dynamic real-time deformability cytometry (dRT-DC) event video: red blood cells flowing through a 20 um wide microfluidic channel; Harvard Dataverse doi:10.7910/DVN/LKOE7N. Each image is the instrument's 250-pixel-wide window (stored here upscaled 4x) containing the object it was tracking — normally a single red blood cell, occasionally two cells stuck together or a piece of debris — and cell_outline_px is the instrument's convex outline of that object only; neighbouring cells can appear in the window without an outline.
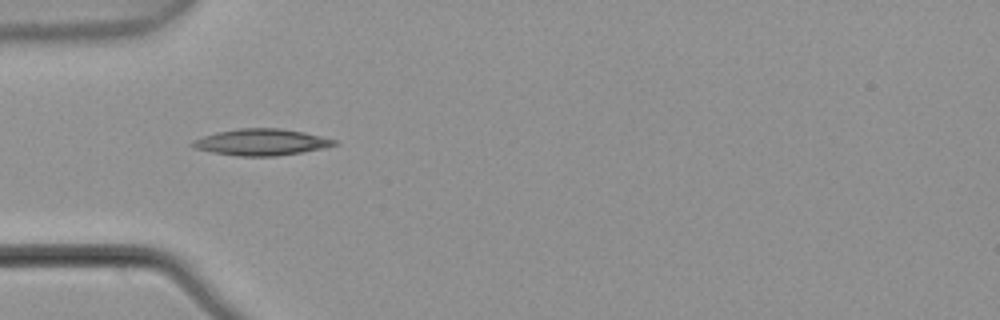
{"species": "common noctule bat (a hibernating species)", "species_latin": "Nyctalus noctula", "temperature_condition": "warm", "stored_images_in_passage": 4, "camera_frame_rate_fps": 3000, "um_per_image_px": 0.085, "animal": {"sex": "male", "body_mass_g": 21.5, "forearm_length_mm": 52.0}, "frame": {"image": 1, "passage_image": 3, "time_ms": 0.667, "image_size_px": [1000, 320], "cell_outline_px": [[340, 144], [324, 148], [276, 156], [236, 156], [212, 152], [192, 148], [188, 144], [192, 140], [216, 132], [240, 128], [280, 128], [304, 132], [336, 140]], "centroid_in_image_um": [22.17, 12.08], "position_along_channel_um": 62.8, "area_um2": 21.96}}
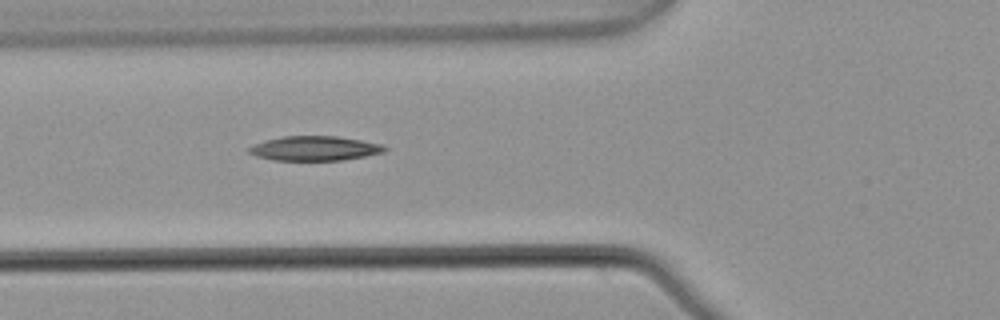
{"frame": {"image": 2, "passage_image": 4, "time_ms": 1.0, "image_size_px": [1000, 320], "cell_outline_px": [[388, 148], [384, 152], [364, 156], [340, 160], [276, 160], [256, 156], [248, 152], [248, 148], [264, 140], [284, 136], [336, 136], [360, 140], [380, 144]], "centroid_in_image_um": [26.73, 12.61], "position_along_channel_um": 99.1, "area_um2": 19.13}}